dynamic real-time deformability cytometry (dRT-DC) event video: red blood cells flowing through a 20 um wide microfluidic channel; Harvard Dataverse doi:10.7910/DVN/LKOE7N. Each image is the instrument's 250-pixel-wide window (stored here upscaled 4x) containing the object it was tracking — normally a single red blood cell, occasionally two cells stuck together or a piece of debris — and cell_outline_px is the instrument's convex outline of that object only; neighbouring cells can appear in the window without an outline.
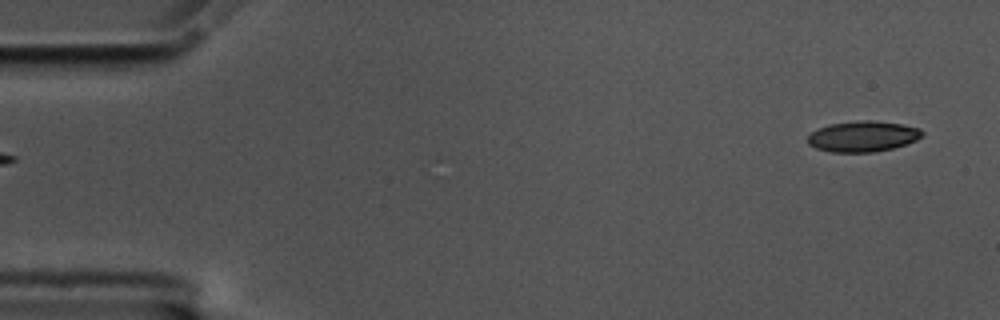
{"species": "common noctule bat (a hibernating species)", "species_latin": "Nyctalus noctula", "temperature_condition": "cold", "stored_images_in_passage": 55, "camera_frame_rate_fps": 3000, "um_per_image_px": 0.085, "animal": {"sex": "male", "body_mass_g": 17.5, "forearm_length_mm": 52.3}, "frame": {"image": 1, "passage_image": 1, "time_ms": 0.0, "image_size_px": [1000, 320], "cell_outline_px": [[924, 136], [916, 140], [892, 148], [872, 152], [832, 152], [816, 148], [808, 144], [808, 136], [812, 132], [828, 124], [864, 120], [872, 120], [900, 124], [920, 128], [924, 132]], "centroid_in_image_um": [73.36, 11.59], "position_along_channel_um": 11.6, "area_um2": 20.35}}
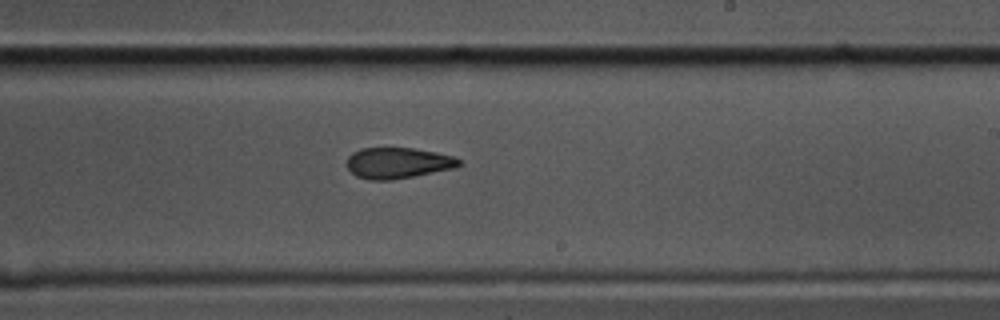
{"frame": {"image": 2, "passage_image": 32, "time_ms": 10.333, "image_size_px": [1000, 320], "cell_outline_px": [[464, 164], [456, 168], [392, 180], [368, 180], [356, 176], [344, 164], [348, 156], [352, 152], [360, 148], [412, 148], [436, 152], [456, 156]], "centroid_in_image_um": [33.83, 13.85], "position_along_channel_um": 255.2, "area_um2": 20.58}}
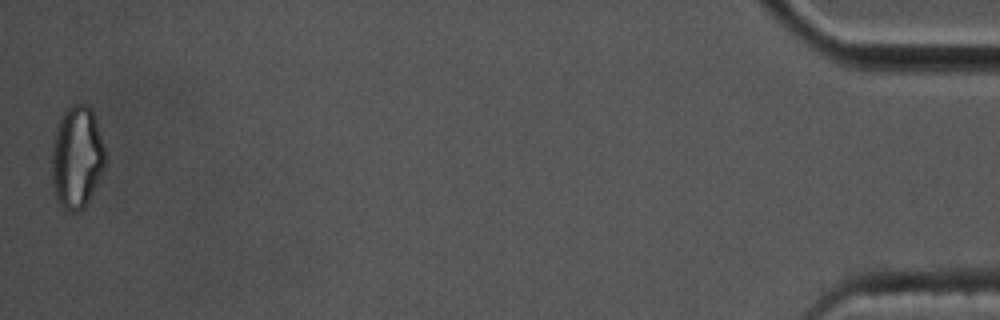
{"frame": {"image": 3, "passage_image": 55, "time_ms": 18.0, "image_size_px": [1000, 320], "cell_outline_px": [[104, 168], [84, 208], [80, 212], [72, 212], [64, 208], [56, 200], [52, 184], [52, 140], [60, 116], [72, 104], [88, 104], [92, 108], [104, 148]], "centroid_in_image_um": [6.5, 13.36], "position_along_channel_um": 428.7, "area_um2": 31.85}, "authors_computed_cell_mechanics": {"area_um2": 21.386, "velocity_mm_per_s": 3.4907, "shape_relaxation_time_tau1_ms": null, "shape_relaxation_time_tau2_ms": 3.8685, "deformation_change_tau1": null, "deformation_change_tau2": 0.1031}}